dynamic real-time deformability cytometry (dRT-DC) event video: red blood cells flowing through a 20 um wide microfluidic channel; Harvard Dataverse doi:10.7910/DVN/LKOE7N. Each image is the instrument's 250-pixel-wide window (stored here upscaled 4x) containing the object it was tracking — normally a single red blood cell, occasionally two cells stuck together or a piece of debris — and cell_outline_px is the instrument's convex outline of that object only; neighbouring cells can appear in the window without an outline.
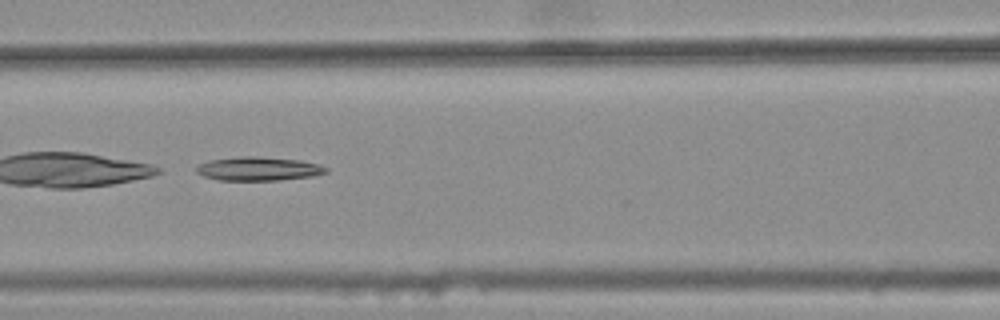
{"species": "common noctule bat (a hibernating species)", "species_latin": "Nyctalus noctula", "temperature_condition": "warm", "stored_images_in_passage": 32, "camera_frame_rate_fps": 3000, "um_per_image_px": 0.085, "animal": {"sex": "female", "body_mass_g": 25.1}, "frame": {"image": 1, "passage_image": 10, "time_ms": 3.0, "image_size_px": [1000, 320], "cell_outline_px": [[328, 172], [312, 176], [280, 180], [220, 180], [204, 176], [196, 172], [196, 168], [200, 164], [208, 160], [244, 156], [256, 156], [300, 160], [316, 164], [328, 168]], "centroid_in_image_um": [21.96, 14.34], "position_along_channel_um": 144.6, "area_um2": 17.8}}
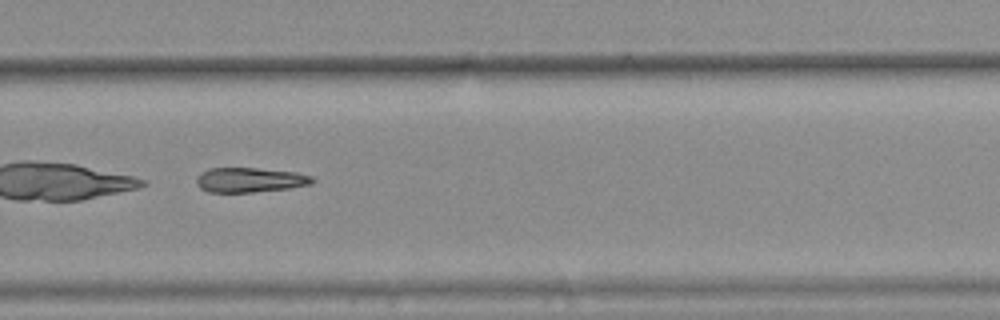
{"frame": {"image": 2, "passage_image": 23, "time_ms": 7.333, "image_size_px": [1000, 320], "cell_outline_px": [[316, 180], [312, 184], [288, 188], [252, 192], [208, 192], [200, 188], [196, 184], [196, 176], [200, 172], [208, 168], [256, 168], [296, 172], [312, 176]], "centroid_in_image_um": [21.21, 15.29], "position_along_channel_um": 308.6, "area_um2": 16.82}, "authors_computed_cell_mechanics": {"area_um2": 17.6001, "velocity_mm_per_s": 3.7949, "shape_relaxation_time_tau1_ms": 4.4109, "shape_relaxation_time_tau2_ms": null, "deformation_change_tau1": 0.2276, "deformation_change_tau2": null}}